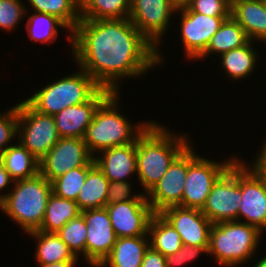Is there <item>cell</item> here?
Listing matches in <instances>:
<instances>
[{
	"instance_id": "21",
	"label": "cell",
	"mask_w": 266,
	"mask_h": 267,
	"mask_svg": "<svg viewBox=\"0 0 266 267\" xmlns=\"http://www.w3.org/2000/svg\"><path fill=\"white\" fill-rule=\"evenodd\" d=\"M149 236L117 238L111 253L98 267H140L150 247Z\"/></svg>"
},
{
	"instance_id": "37",
	"label": "cell",
	"mask_w": 266,
	"mask_h": 267,
	"mask_svg": "<svg viewBox=\"0 0 266 267\" xmlns=\"http://www.w3.org/2000/svg\"><path fill=\"white\" fill-rule=\"evenodd\" d=\"M131 187L132 185L128 181H111L108 185L106 205L130 200H147L143 192L134 193Z\"/></svg>"
},
{
	"instance_id": "35",
	"label": "cell",
	"mask_w": 266,
	"mask_h": 267,
	"mask_svg": "<svg viewBox=\"0 0 266 267\" xmlns=\"http://www.w3.org/2000/svg\"><path fill=\"white\" fill-rule=\"evenodd\" d=\"M184 8L205 16H231V0H191Z\"/></svg>"
},
{
	"instance_id": "8",
	"label": "cell",
	"mask_w": 266,
	"mask_h": 267,
	"mask_svg": "<svg viewBox=\"0 0 266 267\" xmlns=\"http://www.w3.org/2000/svg\"><path fill=\"white\" fill-rule=\"evenodd\" d=\"M17 106L16 141L41 160L60 138L54 116L38 112L26 100L18 102Z\"/></svg>"
},
{
	"instance_id": "5",
	"label": "cell",
	"mask_w": 266,
	"mask_h": 267,
	"mask_svg": "<svg viewBox=\"0 0 266 267\" xmlns=\"http://www.w3.org/2000/svg\"><path fill=\"white\" fill-rule=\"evenodd\" d=\"M263 233L255 226L239 221L212 224L208 254L223 267H238L255 257ZM254 255V256H253Z\"/></svg>"
},
{
	"instance_id": "3",
	"label": "cell",
	"mask_w": 266,
	"mask_h": 267,
	"mask_svg": "<svg viewBox=\"0 0 266 267\" xmlns=\"http://www.w3.org/2000/svg\"><path fill=\"white\" fill-rule=\"evenodd\" d=\"M120 93H111L97 108L83 140L90 154L105 149L136 143L153 120L135 124L120 113ZM119 111V112H118ZM133 123V124H132Z\"/></svg>"
},
{
	"instance_id": "26",
	"label": "cell",
	"mask_w": 266,
	"mask_h": 267,
	"mask_svg": "<svg viewBox=\"0 0 266 267\" xmlns=\"http://www.w3.org/2000/svg\"><path fill=\"white\" fill-rule=\"evenodd\" d=\"M27 234L37 242L35 251L37 264L59 263L76 257L56 233L34 230Z\"/></svg>"
},
{
	"instance_id": "22",
	"label": "cell",
	"mask_w": 266,
	"mask_h": 267,
	"mask_svg": "<svg viewBox=\"0 0 266 267\" xmlns=\"http://www.w3.org/2000/svg\"><path fill=\"white\" fill-rule=\"evenodd\" d=\"M0 162L14 182L34 177L39 173V160L19 141L8 146L0 154Z\"/></svg>"
},
{
	"instance_id": "15",
	"label": "cell",
	"mask_w": 266,
	"mask_h": 267,
	"mask_svg": "<svg viewBox=\"0 0 266 267\" xmlns=\"http://www.w3.org/2000/svg\"><path fill=\"white\" fill-rule=\"evenodd\" d=\"M188 172V147L173 161L158 183L146 194L154 213L178 206L182 200Z\"/></svg>"
},
{
	"instance_id": "23",
	"label": "cell",
	"mask_w": 266,
	"mask_h": 267,
	"mask_svg": "<svg viewBox=\"0 0 266 267\" xmlns=\"http://www.w3.org/2000/svg\"><path fill=\"white\" fill-rule=\"evenodd\" d=\"M246 32L241 26L230 16L221 24L217 33L211 38L205 51L197 58L198 60H206L204 58L210 55L218 54L219 56L249 42Z\"/></svg>"
},
{
	"instance_id": "2",
	"label": "cell",
	"mask_w": 266,
	"mask_h": 267,
	"mask_svg": "<svg viewBox=\"0 0 266 267\" xmlns=\"http://www.w3.org/2000/svg\"><path fill=\"white\" fill-rule=\"evenodd\" d=\"M180 134H175L157 121H153L137 138V177L145 195L191 144L186 133Z\"/></svg>"
},
{
	"instance_id": "24",
	"label": "cell",
	"mask_w": 266,
	"mask_h": 267,
	"mask_svg": "<svg viewBox=\"0 0 266 267\" xmlns=\"http://www.w3.org/2000/svg\"><path fill=\"white\" fill-rule=\"evenodd\" d=\"M254 41H249L242 47L237 49H232L219 56L222 69H224L226 77L231 80H242L249 76H252L253 71L256 68L257 58L259 57V52L257 53L254 46ZM254 47V48H253Z\"/></svg>"
},
{
	"instance_id": "6",
	"label": "cell",
	"mask_w": 266,
	"mask_h": 267,
	"mask_svg": "<svg viewBox=\"0 0 266 267\" xmlns=\"http://www.w3.org/2000/svg\"><path fill=\"white\" fill-rule=\"evenodd\" d=\"M77 68L78 71L48 83L25 100L38 112L52 116L88 101L101 87L87 72Z\"/></svg>"
},
{
	"instance_id": "30",
	"label": "cell",
	"mask_w": 266,
	"mask_h": 267,
	"mask_svg": "<svg viewBox=\"0 0 266 267\" xmlns=\"http://www.w3.org/2000/svg\"><path fill=\"white\" fill-rule=\"evenodd\" d=\"M130 0H80L81 20L129 19Z\"/></svg>"
},
{
	"instance_id": "13",
	"label": "cell",
	"mask_w": 266,
	"mask_h": 267,
	"mask_svg": "<svg viewBox=\"0 0 266 267\" xmlns=\"http://www.w3.org/2000/svg\"><path fill=\"white\" fill-rule=\"evenodd\" d=\"M180 13V36L184 55L189 60L197 58L205 51L211 38L217 33L221 24L229 17L205 16L184 7L177 8Z\"/></svg>"
},
{
	"instance_id": "39",
	"label": "cell",
	"mask_w": 266,
	"mask_h": 267,
	"mask_svg": "<svg viewBox=\"0 0 266 267\" xmlns=\"http://www.w3.org/2000/svg\"><path fill=\"white\" fill-rule=\"evenodd\" d=\"M140 267H166L165 256L149 247Z\"/></svg>"
},
{
	"instance_id": "18",
	"label": "cell",
	"mask_w": 266,
	"mask_h": 267,
	"mask_svg": "<svg viewBox=\"0 0 266 267\" xmlns=\"http://www.w3.org/2000/svg\"><path fill=\"white\" fill-rule=\"evenodd\" d=\"M111 93L108 89L100 88L88 101L64 108L55 114L54 119L59 137L83 139L95 111Z\"/></svg>"
},
{
	"instance_id": "43",
	"label": "cell",
	"mask_w": 266,
	"mask_h": 267,
	"mask_svg": "<svg viewBox=\"0 0 266 267\" xmlns=\"http://www.w3.org/2000/svg\"><path fill=\"white\" fill-rule=\"evenodd\" d=\"M171 1L177 8H181L186 6L191 0H171Z\"/></svg>"
},
{
	"instance_id": "10",
	"label": "cell",
	"mask_w": 266,
	"mask_h": 267,
	"mask_svg": "<svg viewBox=\"0 0 266 267\" xmlns=\"http://www.w3.org/2000/svg\"><path fill=\"white\" fill-rule=\"evenodd\" d=\"M177 7L171 0H130L129 19L135 28L157 49L158 65L163 64L159 45ZM172 18V19H171ZM162 36V37H161ZM160 51V52H159Z\"/></svg>"
},
{
	"instance_id": "29",
	"label": "cell",
	"mask_w": 266,
	"mask_h": 267,
	"mask_svg": "<svg viewBox=\"0 0 266 267\" xmlns=\"http://www.w3.org/2000/svg\"><path fill=\"white\" fill-rule=\"evenodd\" d=\"M25 25L30 37L29 40L31 39L33 42H40L41 44L55 42L57 36L60 35L58 29L60 27L64 28L70 32L66 37L70 41L72 48V31L62 20L54 15L33 11V14L27 18Z\"/></svg>"
},
{
	"instance_id": "9",
	"label": "cell",
	"mask_w": 266,
	"mask_h": 267,
	"mask_svg": "<svg viewBox=\"0 0 266 267\" xmlns=\"http://www.w3.org/2000/svg\"><path fill=\"white\" fill-rule=\"evenodd\" d=\"M241 160L237 159L214 183L201 212L217 224L238 221L241 202Z\"/></svg>"
},
{
	"instance_id": "12",
	"label": "cell",
	"mask_w": 266,
	"mask_h": 267,
	"mask_svg": "<svg viewBox=\"0 0 266 267\" xmlns=\"http://www.w3.org/2000/svg\"><path fill=\"white\" fill-rule=\"evenodd\" d=\"M241 197L238 221L266 232V180L253 165L243 160L241 161Z\"/></svg>"
},
{
	"instance_id": "42",
	"label": "cell",
	"mask_w": 266,
	"mask_h": 267,
	"mask_svg": "<svg viewBox=\"0 0 266 267\" xmlns=\"http://www.w3.org/2000/svg\"><path fill=\"white\" fill-rule=\"evenodd\" d=\"M79 257H75L73 260H66L59 263H51V264H38V267H75L76 263H78Z\"/></svg>"
},
{
	"instance_id": "7",
	"label": "cell",
	"mask_w": 266,
	"mask_h": 267,
	"mask_svg": "<svg viewBox=\"0 0 266 267\" xmlns=\"http://www.w3.org/2000/svg\"><path fill=\"white\" fill-rule=\"evenodd\" d=\"M188 146V172L181 203L178 206L202 209L214 183L237 160V156L223 162L207 159Z\"/></svg>"
},
{
	"instance_id": "1",
	"label": "cell",
	"mask_w": 266,
	"mask_h": 267,
	"mask_svg": "<svg viewBox=\"0 0 266 267\" xmlns=\"http://www.w3.org/2000/svg\"><path fill=\"white\" fill-rule=\"evenodd\" d=\"M71 50L75 63L113 93H120V79L140 78L158 66L157 49L130 19L80 20Z\"/></svg>"
},
{
	"instance_id": "17",
	"label": "cell",
	"mask_w": 266,
	"mask_h": 267,
	"mask_svg": "<svg viewBox=\"0 0 266 267\" xmlns=\"http://www.w3.org/2000/svg\"><path fill=\"white\" fill-rule=\"evenodd\" d=\"M159 214L180 234L182 244L209 246L212 222L200 209L170 206Z\"/></svg>"
},
{
	"instance_id": "19",
	"label": "cell",
	"mask_w": 266,
	"mask_h": 267,
	"mask_svg": "<svg viewBox=\"0 0 266 267\" xmlns=\"http://www.w3.org/2000/svg\"><path fill=\"white\" fill-rule=\"evenodd\" d=\"M94 161L110 182L130 181V175H137L136 143L105 149Z\"/></svg>"
},
{
	"instance_id": "31",
	"label": "cell",
	"mask_w": 266,
	"mask_h": 267,
	"mask_svg": "<svg viewBox=\"0 0 266 267\" xmlns=\"http://www.w3.org/2000/svg\"><path fill=\"white\" fill-rule=\"evenodd\" d=\"M32 11L50 14L62 20L71 31L80 17V0H28Z\"/></svg>"
},
{
	"instance_id": "38",
	"label": "cell",
	"mask_w": 266,
	"mask_h": 267,
	"mask_svg": "<svg viewBox=\"0 0 266 267\" xmlns=\"http://www.w3.org/2000/svg\"><path fill=\"white\" fill-rule=\"evenodd\" d=\"M209 246H188L182 245L175 254L165 256L166 267H180L192 263L200 254L208 255ZM192 261V262H191Z\"/></svg>"
},
{
	"instance_id": "16",
	"label": "cell",
	"mask_w": 266,
	"mask_h": 267,
	"mask_svg": "<svg viewBox=\"0 0 266 267\" xmlns=\"http://www.w3.org/2000/svg\"><path fill=\"white\" fill-rule=\"evenodd\" d=\"M117 238L148 236L154 212L147 200H130L105 206Z\"/></svg>"
},
{
	"instance_id": "41",
	"label": "cell",
	"mask_w": 266,
	"mask_h": 267,
	"mask_svg": "<svg viewBox=\"0 0 266 267\" xmlns=\"http://www.w3.org/2000/svg\"><path fill=\"white\" fill-rule=\"evenodd\" d=\"M14 181L11 179L9 173L5 170L3 164L0 162V191L6 189L9 191V186ZM8 186V187H7Z\"/></svg>"
},
{
	"instance_id": "36",
	"label": "cell",
	"mask_w": 266,
	"mask_h": 267,
	"mask_svg": "<svg viewBox=\"0 0 266 267\" xmlns=\"http://www.w3.org/2000/svg\"><path fill=\"white\" fill-rule=\"evenodd\" d=\"M18 106L15 104L6 111L0 113V154L17 137ZM9 143V144H8ZM11 143V144H10Z\"/></svg>"
},
{
	"instance_id": "11",
	"label": "cell",
	"mask_w": 266,
	"mask_h": 267,
	"mask_svg": "<svg viewBox=\"0 0 266 267\" xmlns=\"http://www.w3.org/2000/svg\"><path fill=\"white\" fill-rule=\"evenodd\" d=\"M94 165V157L82 138L64 137L59 138L48 153L39 160V173L52 182L71 169Z\"/></svg>"
},
{
	"instance_id": "28",
	"label": "cell",
	"mask_w": 266,
	"mask_h": 267,
	"mask_svg": "<svg viewBox=\"0 0 266 267\" xmlns=\"http://www.w3.org/2000/svg\"><path fill=\"white\" fill-rule=\"evenodd\" d=\"M150 247L163 256L175 254L182 247L180 234L159 213H154L149 227Z\"/></svg>"
},
{
	"instance_id": "33",
	"label": "cell",
	"mask_w": 266,
	"mask_h": 267,
	"mask_svg": "<svg viewBox=\"0 0 266 267\" xmlns=\"http://www.w3.org/2000/svg\"><path fill=\"white\" fill-rule=\"evenodd\" d=\"M60 239L77 257L86 261L87 227L82 214L66 223L57 233Z\"/></svg>"
},
{
	"instance_id": "44",
	"label": "cell",
	"mask_w": 266,
	"mask_h": 267,
	"mask_svg": "<svg viewBox=\"0 0 266 267\" xmlns=\"http://www.w3.org/2000/svg\"><path fill=\"white\" fill-rule=\"evenodd\" d=\"M252 267H266V255L259 258L256 264H253Z\"/></svg>"
},
{
	"instance_id": "27",
	"label": "cell",
	"mask_w": 266,
	"mask_h": 267,
	"mask_svg": "<svg viewBox=\"0 0 266 267\" xmlns=\"http://www.w3.org/2000/svg\"><path fill=\"white\" fill-rule=\"evenodd\" d=\"M81 214L76 201L61 198L52 193L48 199L43 223L38 229L47 233H57L71 219Z\"/></svg>"
},
{
	"instance_id": "34",
	"label": "cell",
	"mask_w": 266,
	"mask_h": 267,
	"mask_svg": "<svg viewBox=\"0 0 266 267\" xmlns=\"http://www.w3.org/2000/svg\"><path fill=\"white\" fill-rule=\"evenodd\" d=\"M25 8L22 0H0V30L10 32L17 29L22 18L28 15V6Z\"/></svg>"
},
{
	"instance_id": "40",
	"label": "cell",
	"mask_w": 266,
	"mask_h": 267,
	"mask_svg": "<svg viewBox=\"0 0 266 267\" xmlns=\"http://www.w3.org/2000/svg\"><path fill=\"white\" fill-rule=\"evenodd\" d=\"M259 149L260 151L256 155V159L252 165L266 180V139Z\"/></svg>"
},
{
	"instance_id": "20",
	"label": "cell",
	"mask_w": 266,
	"mask_h": 267,
	"mask_svg": "<svg viewBox=\"0 0 266 267\" xmlns=\"http://www.w3.org/2000/svg\"><path fill=\"white\" fill-rule=\"evenodd\" d=\"M231 17L250 41L266 43V0H231Z\"/></svg>"
},
{
	"instance_id": "4",
	"label": "cell",
	"mask_w": 266,
	"mask_h": 267,
	"mask_svg": "<svg viewBox=\"0 0 266 267\" xmlns=\"http://www.w3.org/2000/svg\"><path fill=\"white\" fill-rule=\"evenodd\" d=\"M13 188L0 192V210L25 233L38 230L42 223L47 202L52 194V184L43 175L15 181Z\"/></svg>"
},
{
	"instance_id": "14",
	"label": "cell",
	"mask_w": 266,
	"mask_h": 267,
	"mask_svg": "<svg viewBox=\"0 0 266 267\" xmlns=\"http://www.w3.org/2000/svg\"><path fill=\"white\" fill-rule=\"evenodd\" d=\"M86 227V263L98 267L111 253L117 240L106 207L81 211Z\"/></svg>"
},
{
	"instance_id": "32",
	"label": "cell",
	"mask_w": 266,
	"mask_h": 267,
	"mask_svg": "<svg viewBox=\"0 0 266 267\" xmlns=\"http://www.w3.org/2000/svg\"><path fill=\"white\" fill-rule=\"evenodd\" d=\"M92 167H77L54 179L51 182L52 193L58 197L76 201L78 193L84 185L87 173Z\"/></svg>"
},
{
	"instance_id": "25",
	"label": "cell",
	"mask_w": 266,
	"mask_h": 267,
	"mask_svg": "<svg viewBox=\"0 0 266 267\" xmlns=\"http://www.w3.org/2000/svg\"><path fill=\"white\" fill-rule=\"evenodd\" d=\"M110 181L95 164L87 173L84 185L76 198L81 211L106 206L108 185Z\"/></svg>"
}]
</instances>
